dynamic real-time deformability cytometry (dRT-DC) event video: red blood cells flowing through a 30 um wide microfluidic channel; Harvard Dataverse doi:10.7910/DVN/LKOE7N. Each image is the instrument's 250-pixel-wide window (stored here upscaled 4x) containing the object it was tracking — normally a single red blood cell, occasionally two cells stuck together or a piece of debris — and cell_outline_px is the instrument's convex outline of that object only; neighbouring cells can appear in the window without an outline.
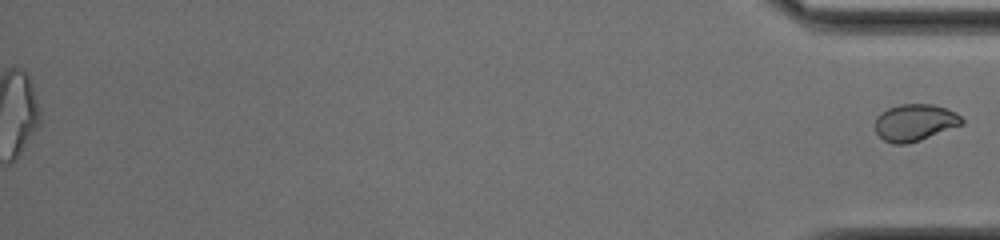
{"species": "common noctule bat (a hibernating species)", "species_latin": "Nyctalus noctula", "temperature_condition": "cold", "stored_images_in_passage": 45, "segment_of_instrument_passage": [2, 2], "camera_frame_rate_fps": 3000, "um_per_image_px": 0.085, "animal": {"sex": "female", "body_mass_g": 17.0, "forearm_length_mm": 48.0}, "frame": {"image": 1, "passage_image": 45, "time_ms": 14.667, "image_size_px": [1000, 240], "cell_outline_px": [[964, 124], [920, 140], [908, 144], [892, 144], [884, 140], [876, 132], [876, 116], [880, 112], [888, 108], [900, 104], [932, 104], [948, 108], [960, 116], [964, 120]], "centroid_in_image_um": [77.76, 10.41], "position_along_channel_um": 357.4, "area_um2": 18.73}}